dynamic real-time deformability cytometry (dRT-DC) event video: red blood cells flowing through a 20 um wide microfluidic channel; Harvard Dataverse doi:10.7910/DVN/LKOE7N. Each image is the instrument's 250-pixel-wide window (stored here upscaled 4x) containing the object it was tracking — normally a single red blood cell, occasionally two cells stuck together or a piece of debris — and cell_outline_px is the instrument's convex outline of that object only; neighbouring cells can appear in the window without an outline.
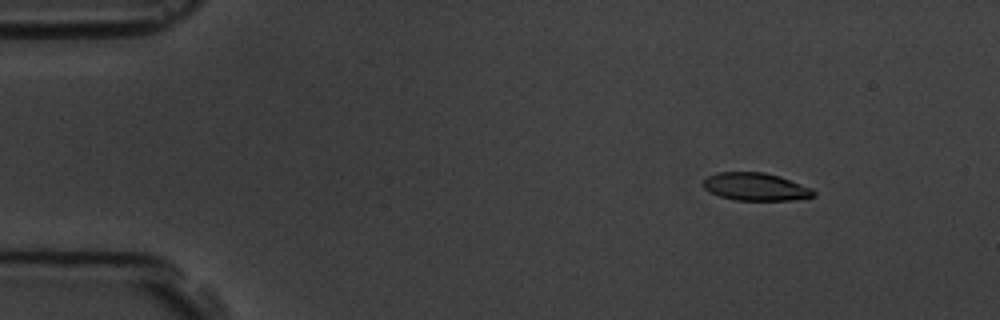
{"species": "common noctule bat (a hibernating species)", "species_latin": "Nyctalus noctula", "temperature_condition": "room temperature", "stored_images_in_passage": 8, "camera_frame_rate_fps": 3000, "um_per_image_px": 0.085, "animal": {"sex": "male", "body_mass_g": 19.5, "forearm_length_mm": 54.6}, "frame": {"image": 1, "passage_image": 3, "time_ms": 2.333, "image_size_px": [1000, 320], "cell_outline_px": [[816, 196], [792, 200], [736, 200], [720, 196], [708, 192], [704, 188], [704, 180], [708, 176], [716, 172], [764, 172], [780, 176], [812, 188], [816, 192]], "centroid_in_image_um": [64.24, 15.87], "position_along_channel_um": 20.8, "area_um2": 17.92}}
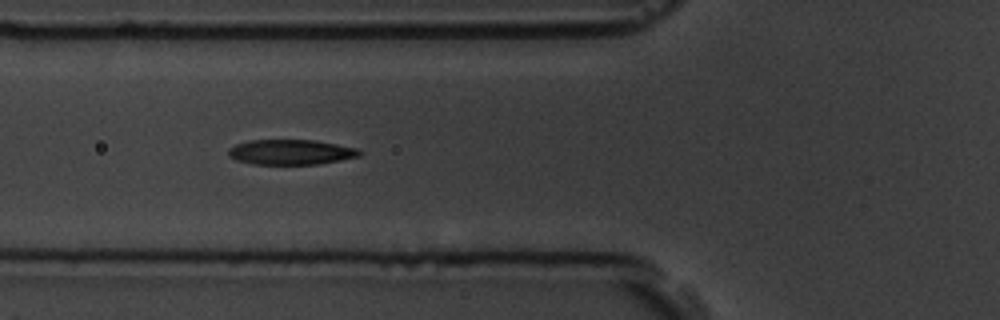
{"frame": {"image": 2, "passage_image": 7, "time_ms": 7.0, "image_size_px": [1000, 320], "cell_outline_px": [[364, 152], [360, 156], [320, 164], [252, 164], [236, 160], [228, 156], [228, 148], [236, 144], [248, 140], [316, 140], [356, 148]], "centroid_in_image_um": [24.71, 12.93], "position_along_channel_um": 101.1, "area_um2": 19.31}}
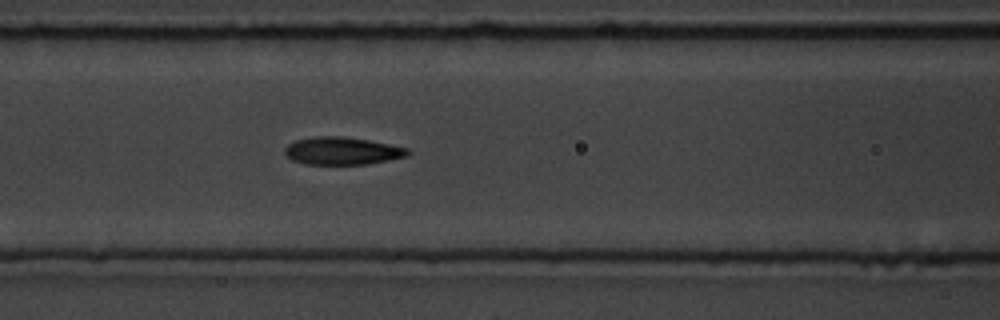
{"frame": {"image": 3, "passage_image": 8, "time_ms": 8.0, "image_size_px": [1000, 320], "cell_outline_px": [[412, 152], [408, 156], [368, 164], [304, 164], [292, 160], [284, 152], [284, 148], [288, 144], [296, 140], [316, 136], [344, 136], [368, 140], [408, 148]], "centroid_in_image_um": [29.09, 12.82], "position_along_channel_um": 137.5, "area_um2": 19.83}}